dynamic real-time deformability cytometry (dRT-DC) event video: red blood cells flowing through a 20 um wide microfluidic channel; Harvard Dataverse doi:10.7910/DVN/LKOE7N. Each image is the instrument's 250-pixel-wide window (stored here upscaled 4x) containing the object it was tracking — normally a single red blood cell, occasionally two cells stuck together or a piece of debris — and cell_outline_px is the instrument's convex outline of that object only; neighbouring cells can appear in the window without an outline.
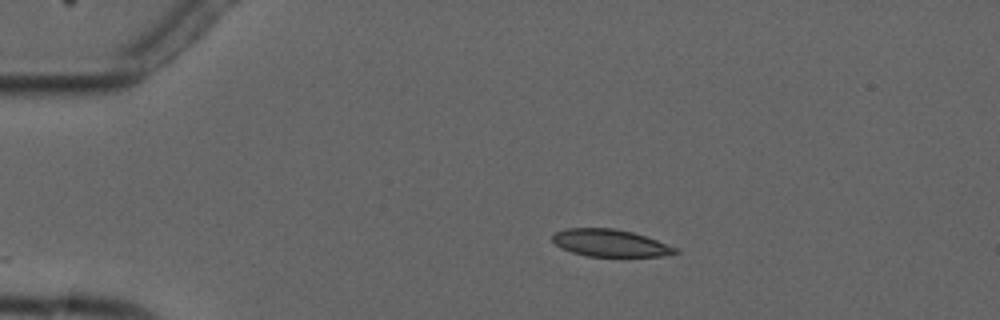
{"species": "common noctule bat (a hibernating species)", "species_latin": "Nyctalus noctula", "temperature_condition": "cold", "stored_images_in_passage": 5, "camera_frame_rate_fps": 3000, "um_per_image_px": 0.085, "animal": {"sex": "male", "forearm_length_mm": 52.5}, "frame": {"image": 1, "passage_image": 3, "time_ms": 3.333, "image_size_px": [1000, 320], "cell_outline_px": [[680, 252], [660, 256], [588, 256], [572, 252], [560, 248], [552, 240], [552, 236], [556, 232], [568, 228], [612, 228], [632, 232], [656, 240], [676, 248]], "centroid_in_image_um": [51.83, 20.65], "position_along_channel_um": 33.2, "area_um2": 19.19}}